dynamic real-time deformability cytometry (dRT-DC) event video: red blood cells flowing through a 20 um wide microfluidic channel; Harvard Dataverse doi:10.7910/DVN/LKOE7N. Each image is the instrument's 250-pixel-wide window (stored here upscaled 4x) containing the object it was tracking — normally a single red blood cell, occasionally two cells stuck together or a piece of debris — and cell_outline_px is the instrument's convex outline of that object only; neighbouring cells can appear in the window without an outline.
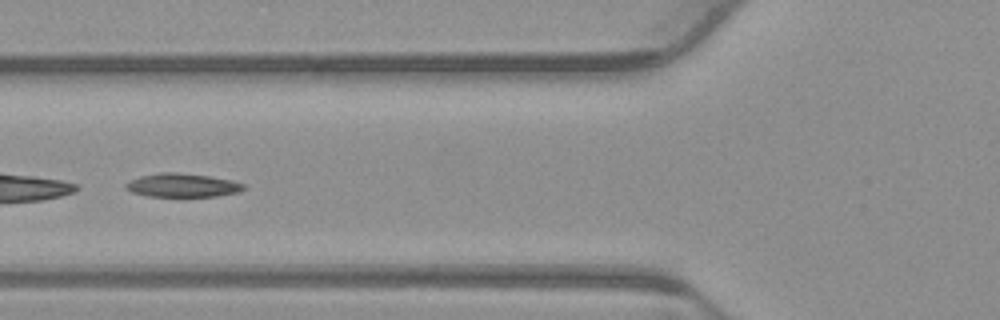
{"species": "common noctule bat (a hibernating species)", "species_latin": "Nyctalus noctula", "temperature_condition": "warm", "stored_images_in_passage": 39, "camera_frame_rate_fps": 3000, "um_per_image_px": 0.085, "animal": {"sex": "male", "body_mass_g": 23.1, "forearm_length_mm": 52.7}, "frame": {"image": 1, "passage_image": 12, "time_ms": 3.667, "image_size_px": [1000, 320], "cell_outline_px": [[244, 188], [236, 192], [216, 196], [148, 196], [132, 192], [124, 188], [124, 184], [140, 176], [160, 172], [176, 172], [208, 176], [232, 180], [244, 184]], "centroid_in_image_um": [15.46, 15.74], "position_along_channel_um": 110.3, "area_um2": 16.01}}
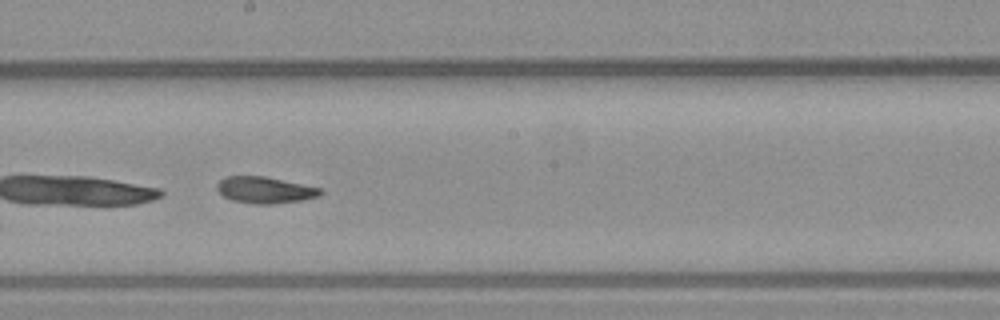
{"frame": {"image": 2, "passage_image": 21, "time_ms": 6.667, "image_size_px": [1000, 320], "cell_outline_px": [[324, 192], [320, 196], [300, 200], [272, 204], [256, 204], [232, 200], [224, 196], [216, 188], [216, 184], [220, 180], [228, 176], [264, 176], [320, 188]], "centroid_in_image_um": [22.51, 16.15], "position_along_channel_um": 225.7, "area_um2": 15.78}}
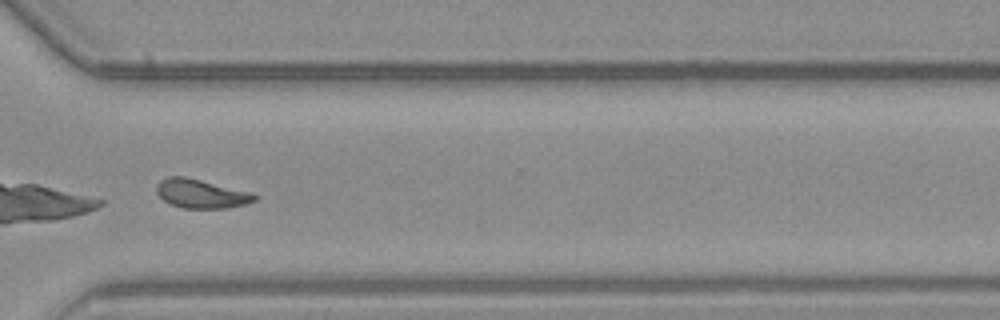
{"frame": {"image": 3, "passage_image": 31, "time_ms": 10.0, "image_size_px": [1000, 320], "cell_outline_px": [[256, 200], [244, 204], [224, 208], [184, 208], [172, 204], [164, 200], [156, 192], [156, 184], [160, 180], [168, 176], [184, 176], [252, 192], [256, 196]], "centroid_in_image_um": [17.07, 16.45], "position_along_channel_um": 353.5, "area_um2": 16.36}, "authors_computed_cell_mechanics": {"area_um2": 16.6464, "velocity_mm_per_s": 3.8355, "shape_relaxation_time_tau1_ms": 1.1771, "shape_relaxation_time_tau2_ms": 10.9782, "deformation_change_tau1": 0.2403, "deformation_change_tau2": 0.1361}}